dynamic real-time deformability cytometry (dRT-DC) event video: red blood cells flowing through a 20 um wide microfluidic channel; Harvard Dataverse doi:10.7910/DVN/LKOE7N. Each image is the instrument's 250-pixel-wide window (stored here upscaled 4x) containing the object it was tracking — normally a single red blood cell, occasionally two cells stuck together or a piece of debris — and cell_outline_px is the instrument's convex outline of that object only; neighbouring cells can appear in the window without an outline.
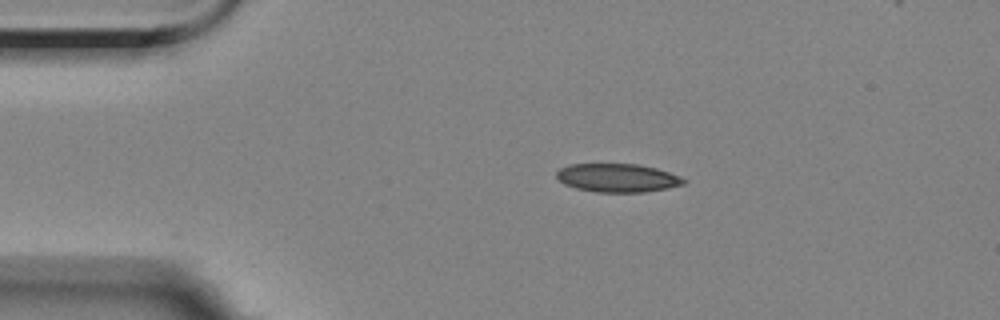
{"species": "Egyptian fruit bat (a non-hibernating species)", "species_latin": "Rousettus aegyptiacus", "temperature_condition": "room temperature", "stored_images_in_passage": 47, "camera_frame_rate_fps": 3000, "um_per_image_px": 0.085, "animal": {"sex": "female"}, "frame": {"image": 1, "passage_image": 1, "time_ms": 0.0, "image_size_px": [1000, 320], "cell_outline_px": [[688, 180], [684, 184], [668, 188], [644, 192], [596, 192], [576, 188], [564, 184], [556, 176], [556, 172], [560, 168], [568, 164], [636, 164], [656, 168], [680, 176]], "centroid_in_image_um": [52.49, 15.12], "position_along_channel_um": 32.5, "area_um2": 21.1}}
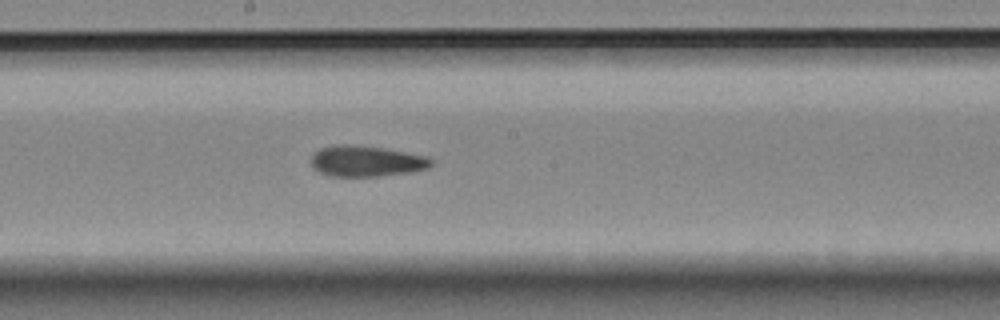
{"frame": {"image": 2, "passage_image": 20, "time_ms": 6.333, "image_size_px": [1000, 320], "cell_outline_px": [[432, 164], [428, 168], [408, 172], [380, 176], [332, 176], [320, 172], [312, 168], [312, 156], [320, 148], [332, 144], [352, 144], [384, 148], [428, 156], [432, 160]], "centroid_in_image_um": [31.12, 13.68], "position_along_channel_um": 217.1, "area_um2": 21.62}}
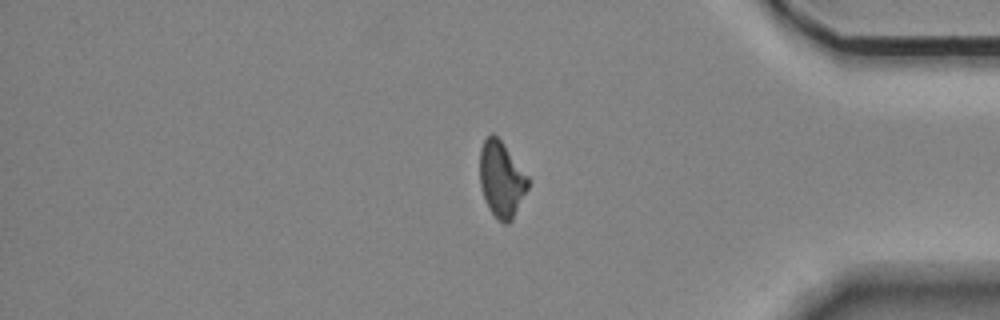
{"frame": {"image": 3, "passage_image": 37, "time_ms": 12.0, "image_size_px": [1000, 320], "cell_outline_px": [[528, 188], [512, 220], [508, 224], [504, 224], [496, 220], [488, 208], [484, 200], [480, 184], [480, 148], [484, 140], [492, 132], [500, 140], [528, 176]], "centroid_in_image_um": [42.6, 15.29], "position_along_channel_um": 392.6, "area_um2": 21.27}, "authors_computed_cell_mechanics": {"area_um2": 21.5594, "velocity_mm_per_s": 3.5331, "shape_relaxation_time_tau1_ms": 7.2687, "shape_relaxation_time_tau2_ms": 2.9239, "deformation_change_tau1": 0.13, "deformation_change_tau2": 0.091}}